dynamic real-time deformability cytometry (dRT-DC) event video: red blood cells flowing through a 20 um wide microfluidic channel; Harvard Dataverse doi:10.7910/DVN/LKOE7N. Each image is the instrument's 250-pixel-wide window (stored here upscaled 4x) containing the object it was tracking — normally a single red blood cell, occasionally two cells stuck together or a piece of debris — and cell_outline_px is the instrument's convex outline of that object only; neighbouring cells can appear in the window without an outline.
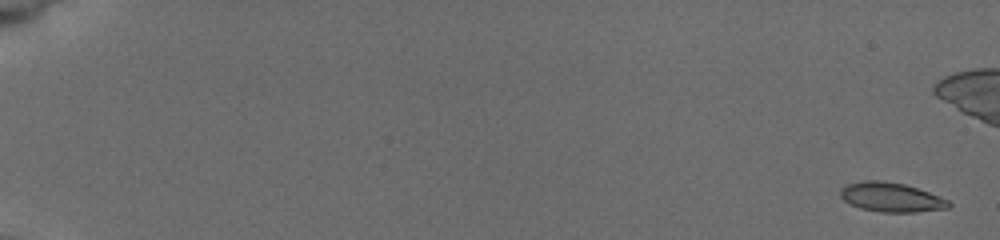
{"species": "common noctule bat (a hibernating species)", "species_latin": "Nyctalus noctula", "temperature_condition": "cold", "stored_images_in_passage": 6, "camera_frame_rate_fps": 3000, "um_per_image_px": 0.085, "animal": {"sex": "female", "body_mass_g": 19.5, "forearm_length_mm": 54.1}, "frame": {"image": 1, "passage_image": 1, "time_ms": 0.0, "image_size_px": [1000, 240], "cell_outline_px": [[952, 204], [948, 208], [916, 212], [880, 212], [860, 208], [844, 200], [840, 196], [840, 188], [848, 184], [864, 180], [884, 180], [904, 184], [928, 192], [948, 200]], "centroid_in_image_um": [75.73, 16.76], "position_along_channel_um": 9.3, "area_um2": 18.44}}